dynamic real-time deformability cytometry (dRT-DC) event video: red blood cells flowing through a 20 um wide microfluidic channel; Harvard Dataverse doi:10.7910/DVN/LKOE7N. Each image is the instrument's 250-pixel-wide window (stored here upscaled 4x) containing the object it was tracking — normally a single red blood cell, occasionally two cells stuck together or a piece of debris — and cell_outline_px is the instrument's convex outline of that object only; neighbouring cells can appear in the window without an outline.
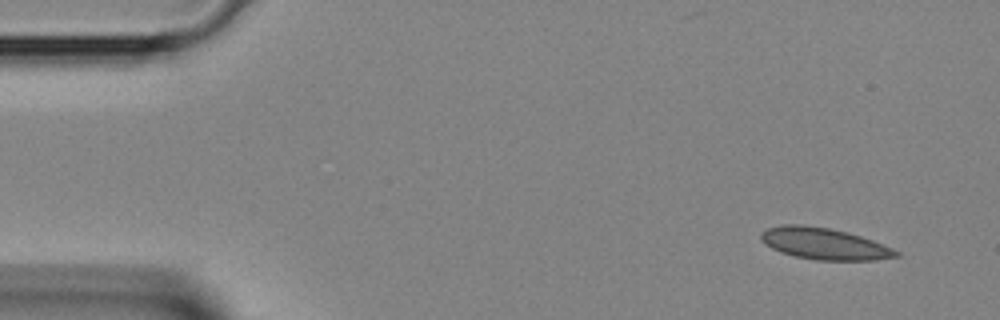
{"species": "Egyptian fruit bat (a non-hibernating species)", "species_latin": "Rousettus aegyptiacus", "temperature_condition": "room temperature", "stored_images_in_passage": 3, "camera_frame_rate_fps": 3000, "um_per_image_px": 0.085, "animal": {"sex": "female"}, "frame": {"image": 1, "passage_image": 1, "time_ms": 0.0, "image_size_px": [1000, 320], "cell_outline_px": [[900, 256], [876, 260], [816, 260], [796, 256], [780, 252], [764, 244], [760, 240], [760, 232], [768, 228], [780, 224], [804, 224], [828, 228], [860, 236], [872, 240], [892, 248], [900, 252]], "centroid_in_image_um": [70.01, 20.71], "position_along_channel_um": 15.0, "area_um2": 24.85}}
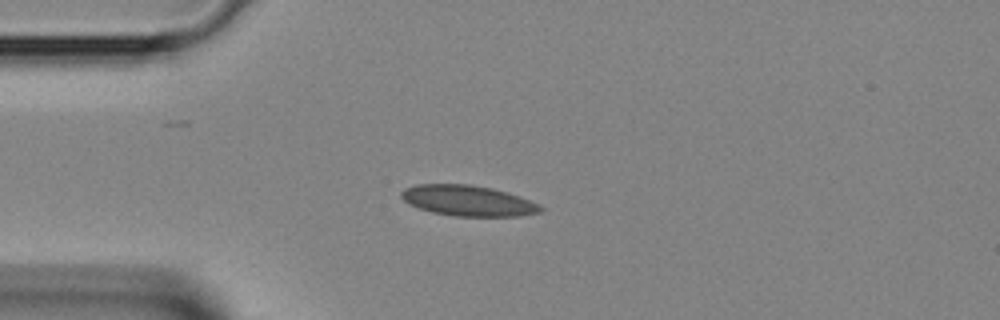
{"frame": {"image": 2, "passage_image": 3, "time_ms": 0.667, "image_size_px": [1000, 320], "cell_outline_px": [[544, 208], [540, 212], [520, 216], [452, 216], [432, 212], [408, 204], [400, 196], [400, 192], [404, 188], [416, 184], [468, 184], [492, 188], [508, 192], [540, 204]], "centroid_in_image_um": [39.77, 17.05], "position_along_channel_um": 45.2, "area_um2": 24.97}}